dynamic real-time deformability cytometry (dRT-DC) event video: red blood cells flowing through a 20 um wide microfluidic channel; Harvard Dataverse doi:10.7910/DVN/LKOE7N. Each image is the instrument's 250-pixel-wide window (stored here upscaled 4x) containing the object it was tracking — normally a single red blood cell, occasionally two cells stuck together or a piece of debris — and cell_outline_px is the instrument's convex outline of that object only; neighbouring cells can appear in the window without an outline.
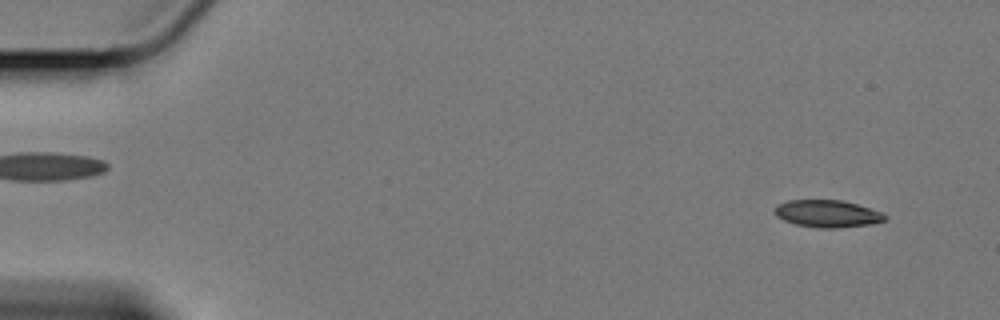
{"species": "Egyptian fruit bat (a non-hibernating species)", "species_latin": "Rousettus aegyptiacus", "temperature_condition": "cold", "stored_images_in_passage": 59, "camera_frame_rate_fps": 3000, "um_per_image_px": 0.085, "animal": {"sex": "female"}, "frame": {"image": 1, "passage_image": 4, "time_ms": 1.0, "image_size_px": [1000, 320], "cell_outline_px": [[888, 216], [884, 220], [868, 224], [836, 228], [820, 228], [796, 224], [784, 220], [776, 216], [772, 212], [776, 204], [788, 200], [840, 200], [856, 204], [880, 212]], "centroid_in_image_um": [70.25, 18.15], "position_along_channel_um": 14.8, "area_um2": 17.34}}
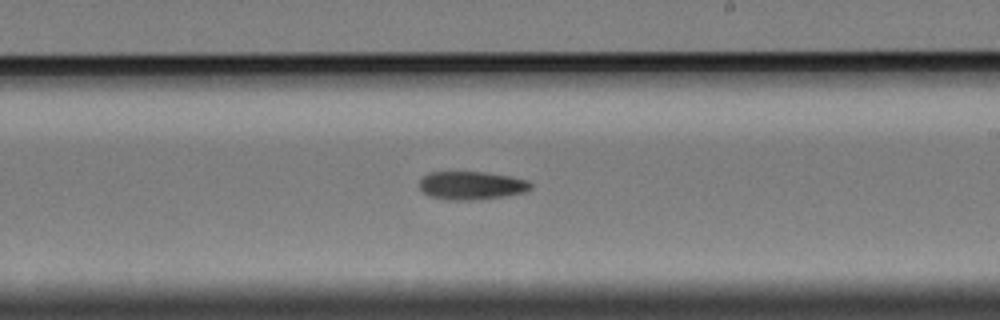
{"frame": {"image": 2, "passage_image": 35, "time_ms": 11.333, "image_size_px": [1000, 320], "cell_outline_px": [[532, 188], [524, 192], [504, 196], [472, 200], [448, 200], [428, 196], [420, 188], [420, 180], [428, 172], [484, 172], [508, 176], [528, 180], [532, 184]], "centroid_in_image_um": [40.07, 15.77], "position_along_channel_um": 248.9, "area_um2": 18.26}}
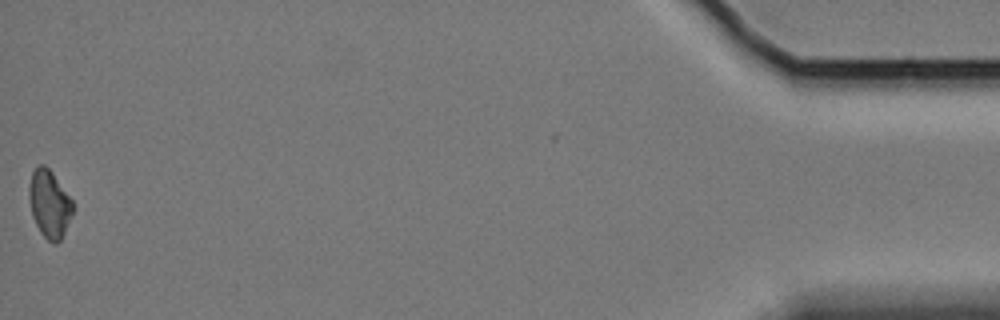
{"frame": {"image": 3, "passage_image": 59, "time_ms": 19.333, "image_size_px": [1000, 320], "cell_outline_px": [[76, 208], [60, 240], [56, 244], [52, 244], [40, 232], [32, 216], [28, 196], [28, 188], [32, 172], [40, 164], [44, 164], [52, 172], [72, 200]], "centroid_in_image_um": [4.21, 17.34], "position_along_channel_um": 431.0, "area_um2": 17.34}, "authors_computed_cell_mechanics": {"area_um2": 18.1492, "velocity_mm_per_s": 3.3825, "shape_relaxation_time_tau1_ms": 6.4545, "shape_relaxation_time_tau2_ms": null, "deformation_change_tau1": 0.1203, "deformation_change_tau2": null}}